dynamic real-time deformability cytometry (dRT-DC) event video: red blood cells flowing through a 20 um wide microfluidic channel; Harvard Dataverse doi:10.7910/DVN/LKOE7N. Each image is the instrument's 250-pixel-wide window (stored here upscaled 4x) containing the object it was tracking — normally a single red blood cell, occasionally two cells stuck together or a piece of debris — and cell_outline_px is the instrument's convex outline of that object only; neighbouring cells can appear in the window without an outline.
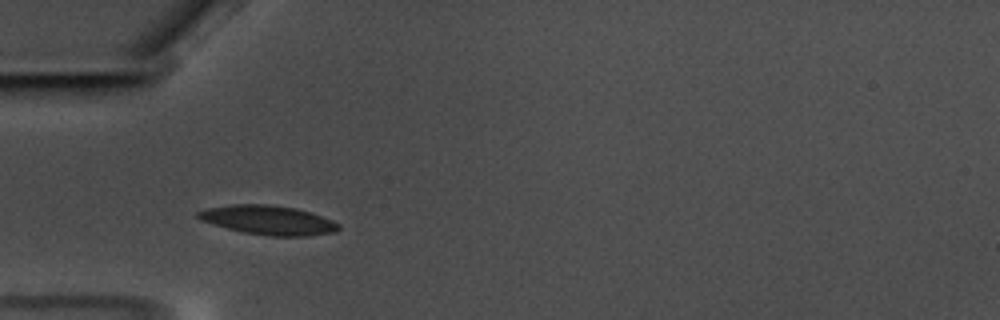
{"species": "common noctule bat (a hibernating species)", "species_latin": "Nyctalus noctula", "temperature_condition": "warm", "stored_images_in_passage": 31, "camera_frame_rate_fps": 3000, "um_per_image_px": 0.085, "animal": {"sex": "male", "body_mass_g": 17.5, "forearm_length_mm": 52.3}, "frame": {"image": 1, "passage_image": 1, "time_ms": 0.0, "image_size_px": [1000, 320], "cell_outline_px": [[340, 228], [336, 232], [308, 236], [268, 236], [244, 232], [228, 228], [200, 220], [196, 216], [196, 212], [208, 208], [232, 204], [268, 204], [296, 208], [312, 212], [332, 220], [340, 224]], "centroid_in_image_um": [22.84, 18.7], "position_along_channel_um": 62.2, "area_um2": 23.99}}
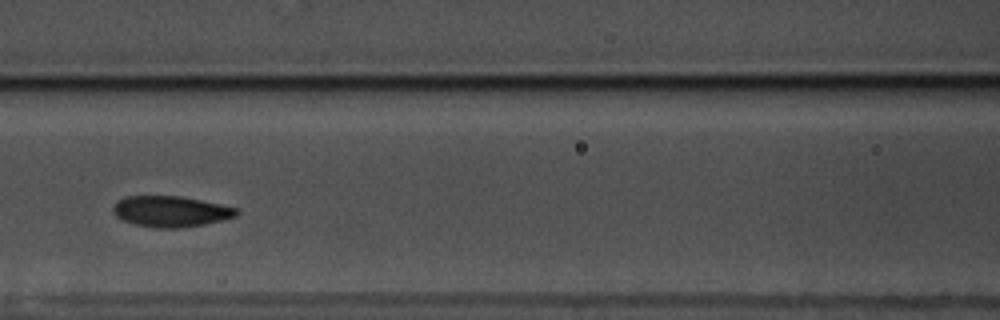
{"frame": {"image": 2, "passage_image": 9, "time_ms": 2.667, "image_size_px": [1000, 320], "cell_outline_px": [[240, 212], [236, 216], [204, 224], [176, 228], [152, 228], [132, 224], [116, 216], [112, 212], [112, 208], [124, 196], [180, 196], [220, 204], [236, 208]], "centroid_in_image_um": [14.48, 17.97], "position_along_channel_um": 152.1, "area_um2": 22.08}}
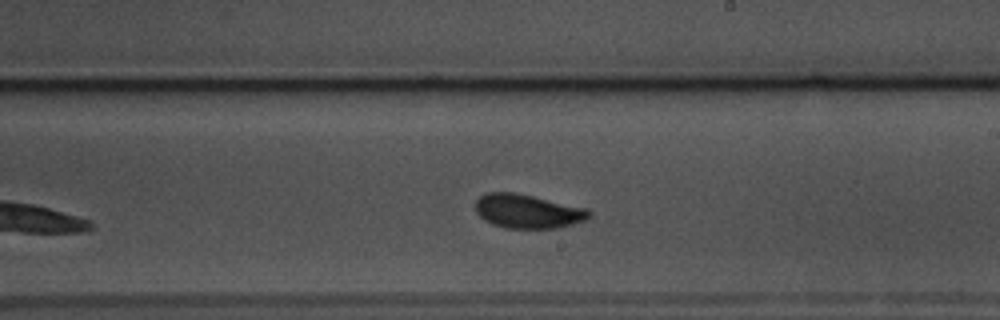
{"frame": {"image": 3, "passage_image": 17, "time_ms": 5.333, "image_size_px": [1000, 320], "cell_outline_px": [[592, 212], [584, 220], [560, 228], [504, 228], [492, 224], [484, 220], [476, 212], [476, 200], [480, 196], [488, 192], [512, 192], [532, 196], [588, 208]], "centroid_in_image_um": [44.84, 17.96], "position_along_channel_um": 244.2, "area_um2": 22.43}, "authors_computed_cell_mechanics": {"area_um2": 22.1374, "velocity_mm_per_s": 3.4753, "shape_relaxation_time_tau1_ms": 2.6325, "shape_relaxation_time_tau2_ms": 1.8465, "deformation_change_tau1": 0.1231, "deformation_change_tau2": 0.0612}}